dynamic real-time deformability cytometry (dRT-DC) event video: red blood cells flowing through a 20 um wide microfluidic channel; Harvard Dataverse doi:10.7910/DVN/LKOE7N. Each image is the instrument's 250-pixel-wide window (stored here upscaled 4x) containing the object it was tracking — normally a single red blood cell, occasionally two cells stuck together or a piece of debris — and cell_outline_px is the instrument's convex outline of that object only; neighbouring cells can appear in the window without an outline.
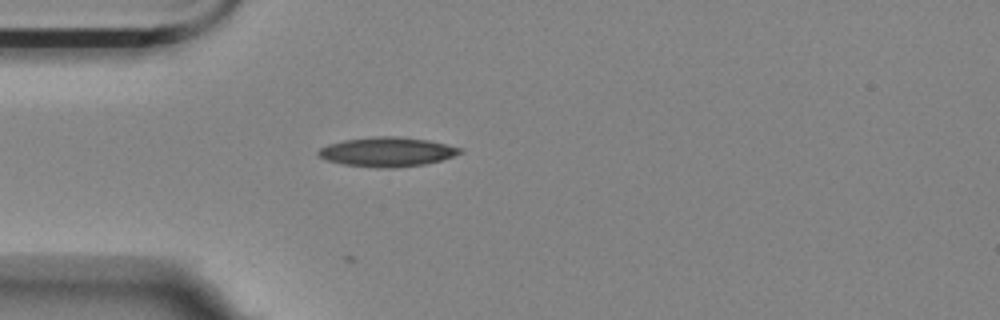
{"species": "Egyptian fruit bat (a non-hibernating species)", "species_latin": "Rousettus aegyptiacus", "temperature_condition": "room temperature", "stored_images_in_passage": 10, "camera_frame_rate_fps": 3000, "um_per_image_px": 0.085, "animal": {"sex": "female"}, "frame": {"image": 1, "passage_image": 1, "time_ms": 0.0, "image_size_px": [1000, 320], "cell_outline_px": [[464, 152], [440, 160], [424, 164], [396, 168], [376, 168], [344, 164], [324, 160], [316, 152], [320, 148], [328, 144], [344, 140], [376, 136], [396, 136], [428, 140], [464, 148]], "centroid_in_image_um": [32.9, 12.91], "position_along_channel_um": 52.1, "area_um2": 24.33}}
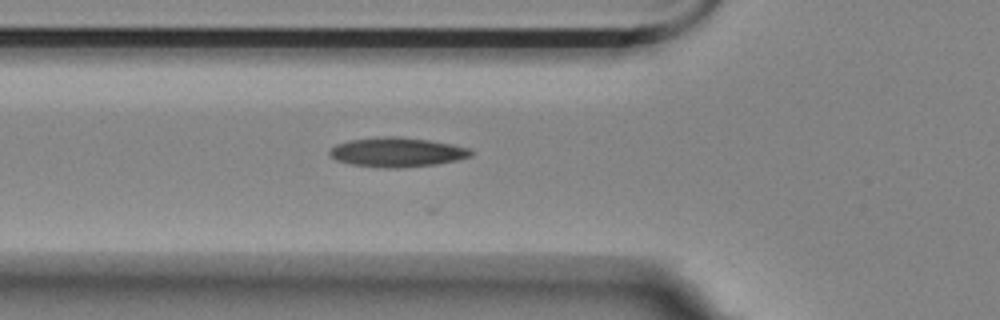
{"frame": {"image": 2, "passage_image": 5, "time_ms": 1.333, "image_size_px": [1000, 320], "cell_outline_px": [[472, 156], [456, 160], [436, 164], [400, 168], [380, 168], [352, 164], [336, 160], [328, 152], [336, 144], [348, 140], [384, 136], [396, 136], [428, 140], [452, 144], [472, 148]], "centroid_in_image_um": [33.76, 12.93], "position_along_channel_um": 92.0, "area_um2": 24.28}}